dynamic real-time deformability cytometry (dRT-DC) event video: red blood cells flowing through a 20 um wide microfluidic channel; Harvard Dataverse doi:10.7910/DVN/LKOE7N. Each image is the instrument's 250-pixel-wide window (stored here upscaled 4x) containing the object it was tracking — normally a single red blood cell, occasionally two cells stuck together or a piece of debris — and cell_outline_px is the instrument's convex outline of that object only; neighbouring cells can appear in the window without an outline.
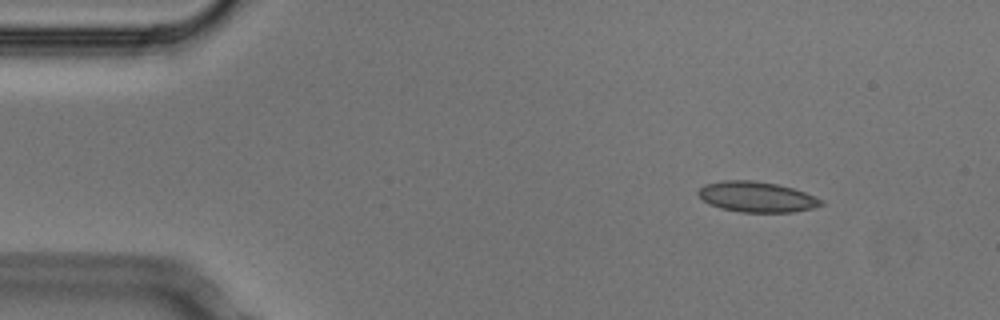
{"species": "Egyptian fruit bat (a non-hibernating species)", "species_latin": "Rousettus aegyptiacus", "temperature_condition": "cold", "stored_images_in_passage": 3, "camera_frame_rate_fps": 3000, "um_per_image_px": 0.085, "animal": {"sex": "male"}, "frame": {"image": 1, "passage_image": 2, "time_ms": 0.333, "image_size_px": [1000, 320], "cell_outline_px": [[824, 204], [812, 208], [792, 212], [740, 212], [720, 208], [708, 204], [696, 192], [704, 184], [724, 180], [756, 180], [776, 184], [792, 188], [804, 192], [824, 200]], "centroid_in_image_um": [64.3, 16.73], "position_along_channel_um": 20.7, "area_um2": 21.85}}
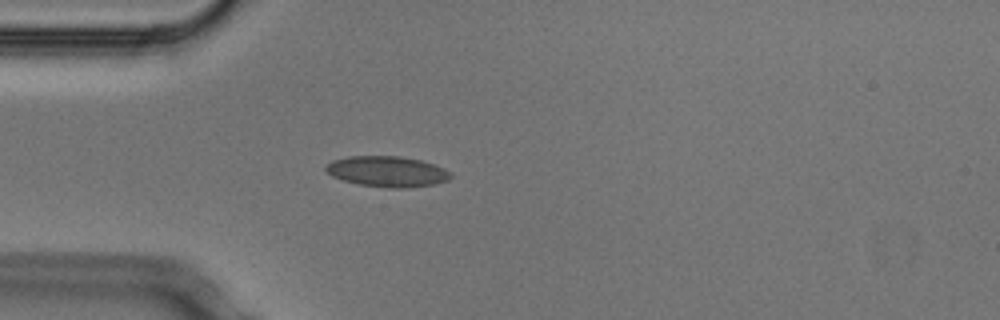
{"frame": {"image": 2, "passage_image": 3, "time_ms": 0.667, "image_size_px": [1000, 320], "cell_outline_px": [[452, 176], [448, 180], [436, 184], [404, 188], [388, 188], [360, 184], [344, 180], [332, 176], [324, 168], [332, 160], [348, 156], [400, 156], [420, 160], [444, 168], [452, 172]], "centroid_in_image_um": [32.94, 14.57], "position_along_channel_um": 52.1, "area_um2": 22.25}}